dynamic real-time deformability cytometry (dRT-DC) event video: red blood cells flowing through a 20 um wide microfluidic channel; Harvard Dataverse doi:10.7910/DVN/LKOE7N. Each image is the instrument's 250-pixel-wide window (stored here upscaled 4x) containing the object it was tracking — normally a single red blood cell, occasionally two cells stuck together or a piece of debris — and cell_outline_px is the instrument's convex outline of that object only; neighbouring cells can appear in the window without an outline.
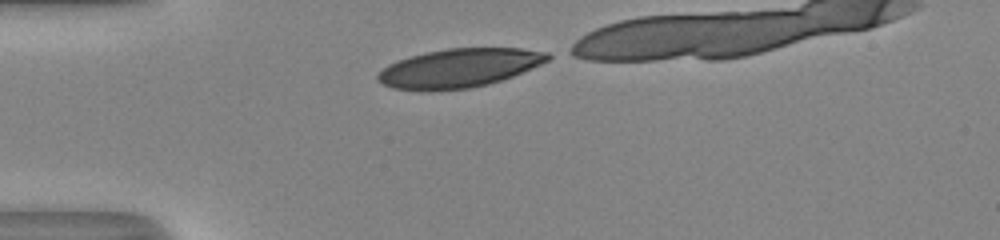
{"species": "human", "species_latin": "Homo sapiens", "temperature_condition": "room temperature", "stored_images_in_passage": 31, "camera_frame_rate_fps": 3000, "um_per_image_px": 0.085, "donor": {"sex": "male"}, "frame": {"image": 1, "passage_image": 1, "time_ms": 0.0, "image_size_px": [1000, 240], "cell_outline_px": [[556, 56], [540, 64], [512, 76], [488, 84], [468, 88], [428, 92], [420, 92], [392, 88], [376, 80], [376, 76], [388, 64], [412, 56], [428, 52], [448, 48], [520, 48], [548, 52]], "centroid_in_image_um": [39.02, 5.8], "position_along_channel_um": 46.0, "area_um2": 38.49}}
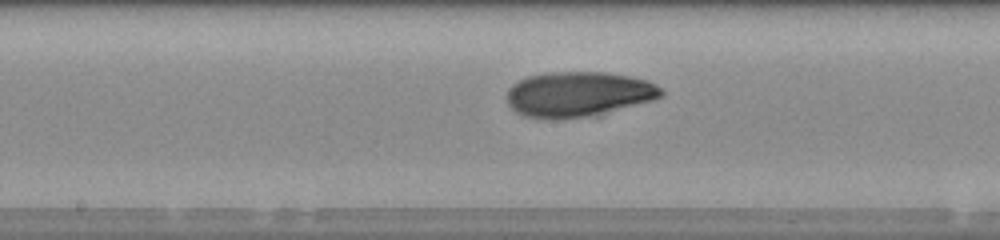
{"frame": {"image": 2, "passage_image": 14, "time_ms": 4.333, "image_size_px": [1000, 240], "cell_outline_px": [[664, 96], [652, 100], [584, 116], [556, 120], [552, 120], [524, 116], [516, 112], [508, 104], [508, 88], [512, 84], [528, 76], [552, 72], [604, 72], [628, 76], [648, 80], [660, 88], [664, 92]], "centroid_in_image_um": [49.11, 7.99], "position_along_channel_um": 199.1, "area_um2": 40.0}}
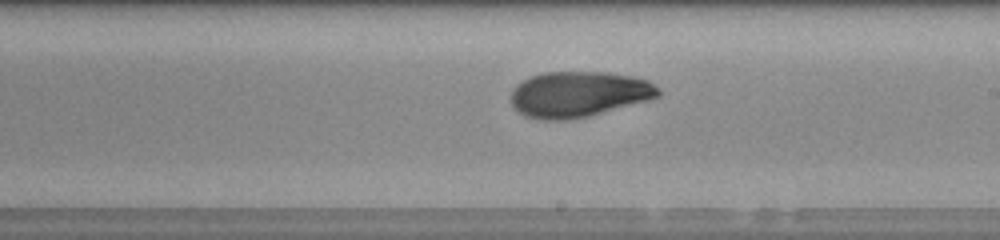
{"frame": {"image": 3, "passage_image": 17, "time_ms": 5.333, "image_size_px": [1000, 240], "cell_outline_px": [[660, 96], [648, 100], [588, 116], [564, 120], [540, 120], [524, 116], [516, 112], [512, 104], [512, 92], [516, 84], [532, 76], [544, 72], [604, 72], [632, 76], [648, 80], [660, 88]], "centroid_in_image_um": [49.18, 8.01], "position_along_channel_um": 239.8, "area_um2": 39.25}}